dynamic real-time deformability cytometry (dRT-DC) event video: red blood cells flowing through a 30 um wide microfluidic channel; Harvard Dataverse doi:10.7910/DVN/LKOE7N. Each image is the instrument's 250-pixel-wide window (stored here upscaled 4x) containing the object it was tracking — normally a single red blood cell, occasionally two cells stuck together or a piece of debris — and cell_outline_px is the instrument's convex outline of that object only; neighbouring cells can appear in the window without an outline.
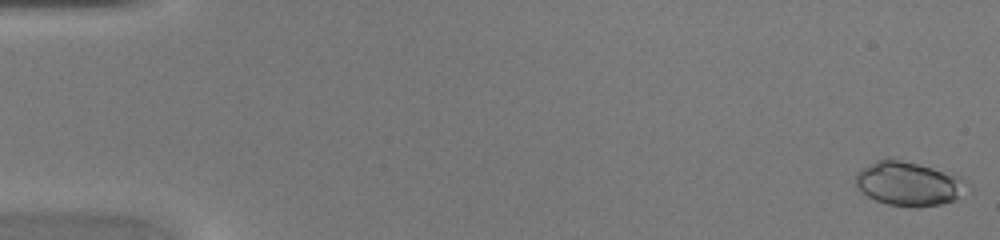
{"species": "common noctule bat (a hibernating species)", "species_latin": "Nyctalus noctula", "temperature_condition": "warm", "stored_images_in_passage": 42, "camera_frame_rate_fps": 3000, "um_per_image_px": 0.085, "animal": {"sex": "female", "body_mass_g": 20.0, "forearm_length_mm": 54.0}, "frame": {"image": 1, "passage_image": 1, "time_ms": 0.0, "image_size_px": [1000, 240], "cell_outline_px": [[964, 188], [956, 200], [940, 204], [920, 208], [916, 208], [888, 204], [876, 200], [868, 196], [856, 188], [856, 172], [860, 168], [876, 160], [888, 156], [932, 168], [960, 176], [964, 184]], "centroid_in_image_um": [77.14, 15.6], "position_along_channel_um": 7.9, "area_um2": 28.55}}
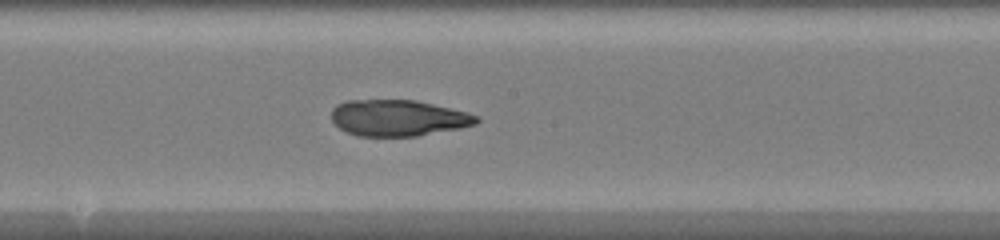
{"frame": {"image": 2, "passage_image": 26, "time_ms": 8.333, "image_size_px": [1000, 240], "cell_outline_px": [[480, 120], [476, 124], [460, 128], [416, 136], [356, 136], [340, 128], [332, 120], [332, 108], [336, 104], [348, 100], [416, 100], [468, 112], [480, 116]], "centroid_in_image_um": [33.86, 10.02], "position_along_channel_um": 214.3, "area_um2": 30.69}}
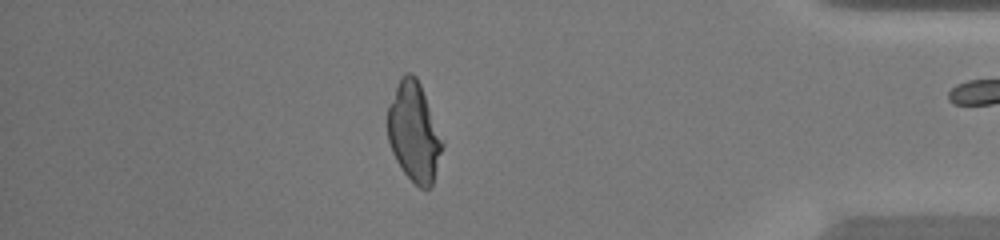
{"frame": {"image": 3, "passage_image": 41, "time_ms": 13.333, "image_size_px": [1000, 240], "cell_outline_px": [[444, 148], [432, 188], [420, 188], [404, 172], [396, 160], [392, 152], [388, 140], [388, 104], [396, 84], [400, 76], [404, 72], [412, 72], [416, 76], [420, 84], [444, 140]], "centroid_in_image_um": [35.21, 11.21], "position_along_channel_um": 400.0, "area_um2": 32.08}}